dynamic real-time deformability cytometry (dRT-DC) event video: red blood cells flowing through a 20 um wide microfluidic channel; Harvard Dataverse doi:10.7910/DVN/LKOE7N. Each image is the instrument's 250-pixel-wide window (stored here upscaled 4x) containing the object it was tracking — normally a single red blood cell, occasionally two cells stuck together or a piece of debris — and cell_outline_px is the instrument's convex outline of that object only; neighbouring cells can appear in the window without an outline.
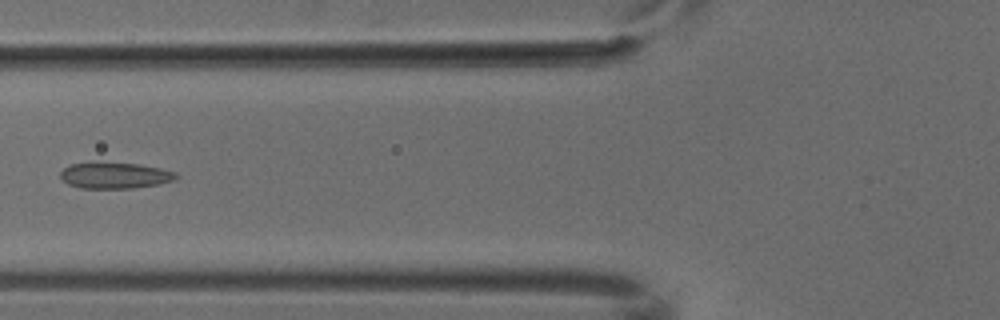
{"species": "common noctule bat (a hibernating species)", "species_latin": "Nyctalus noctula", "temperature_condition": "cold", "stored_images_in_passage": 5, "camera_frame_rate_fps": 3000, "um_per_image_px": 0.085, "animal": {"sex": "male", "body_mass_g": 18.8}, "frame": {"image": 1, "passage_image": 5, "time_ms": 1.333, "image_size_px": [1000, 320], "cell_outline_px": [[180, 176], [176, 180], [160, 184], [132, 188], [80, 188], [68, 184], [60, 176], [60, 172], [68, 164], [92, 160], [136, 164], [160, 168], [176, 172]], "centroid_in_image_um": [9.74, 14.88], "position_along_channel_um": 116.1, "area_um2": 18.21}}